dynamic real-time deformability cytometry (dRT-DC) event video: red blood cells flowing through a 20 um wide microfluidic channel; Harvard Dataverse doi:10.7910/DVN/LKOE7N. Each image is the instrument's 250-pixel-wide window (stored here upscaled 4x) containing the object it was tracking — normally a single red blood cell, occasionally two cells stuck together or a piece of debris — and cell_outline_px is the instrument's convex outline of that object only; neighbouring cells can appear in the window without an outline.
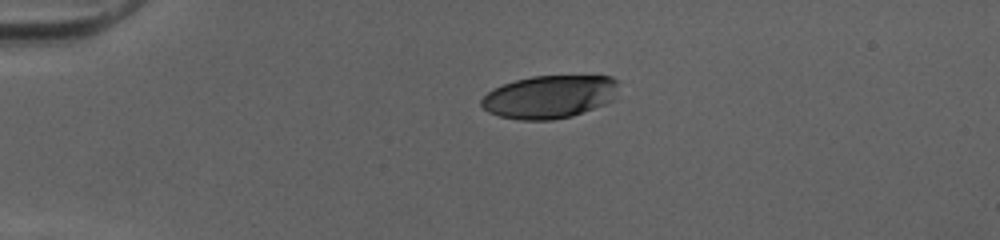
{"species": "human", "species_latin": "Homo sapiens", "temperature_condition": "cold", "stored_images_in_passage": 40, "camera_frame_rate_fps": 3000, "um_per_image_px": 0.085, "donor": {"sex": "female"}, "frame": {"image": 1, "passage_image": 1, "time_ms": 0.0, "image_size_px": [1000, 240], "cell_outline_px": [[620, 80], [616, 100], [572, 116], [552, 120], [520, 120], [500, 116], [488, 112], [480, 104], [480, 100], [488, 92], [504, 84], [516, 80], [532, 76], [612, 76]], "centroid_in_image_um": [46.78, 8.22], "position_along_channel_um": 38.2, "area_um2": 34.62}}
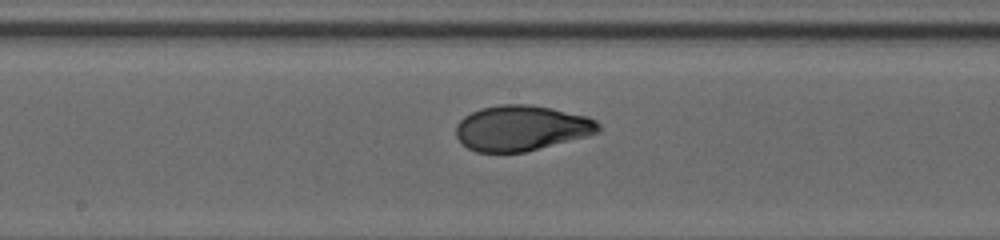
{"frame": {"image": 2, "passage_image": 17, "time_ms": 5.333, "image_size_px": [1000, 240], "cell_outline_px": [[600, 132], [588, 136], [524, 152], [476, 152], [460, 144], [456, 136], [456, 124], [464, 116], [480, 108], [500, 104], [528, 104], [552, 108], [588, 116], [596, 120], [600, 124]], "centroid_in_image_um": [44.31, 10.88], "position_along_channel_um": 203.9, "area_um2": 37.97}}
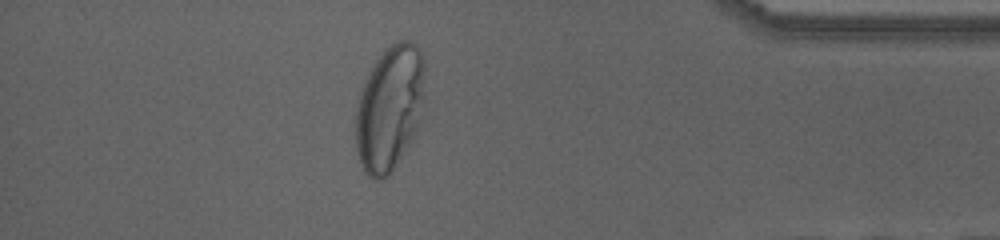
{"frame": {"image": 3, "passage_image": 34, "time_ms": 11.0, "image_size_px": [1000, 240], "cell_outline_px": [[424, 72], [416, 128], [412, 140], [392, 172], [384, 180], [372, 180], [368, 176], [360, 160], [356, 144], [356, 100], [368, 72], [376, 60], [396, 40], [408, 40], [416, 44], [424, 60]], "centroid_in_image_um": [33.07, 9.21], "position_along_channel_um": 402.1, "area_um2": 49.82}, "authors_computed_cell_mechanics": {"area_um2": 38.2058, "velocity_mm_per_s": 4.0436, "shape_relaxation_time_tau1_ms": 6.7461, "shape_relaxation_time_tau2_ms": null, "deformation_change_tau1": 0.2699, "deformation_change_tau2": null}}